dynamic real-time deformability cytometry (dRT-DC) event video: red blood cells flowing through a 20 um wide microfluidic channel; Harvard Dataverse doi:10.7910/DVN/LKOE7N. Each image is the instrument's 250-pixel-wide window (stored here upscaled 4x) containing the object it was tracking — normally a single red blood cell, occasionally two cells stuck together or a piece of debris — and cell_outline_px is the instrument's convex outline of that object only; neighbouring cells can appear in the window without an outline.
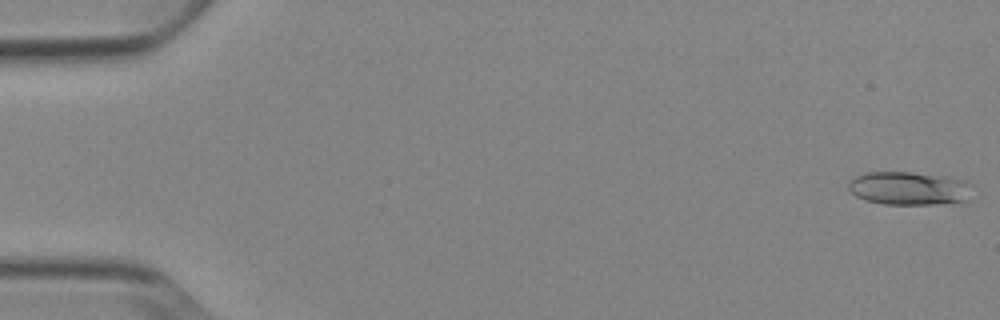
{"species": "Egyptian fruit bat (a non-hibernating species)", "species_latin": "Rousettus aegyptiacus", "temperature_condition": "cold", "stored_images_in_passage": 52, "camera_frame_rate_fps": 3000, "um_per_image_px": 0.085, "animal": {"sex": "female"}, "frame": {"image": 1, "passage_image": 1, "time_ms": 0.0, "image_size_px": [1000, 320], "cell_outline_px": [[972, 184], [968, 200], [932, 204], [884, 204], [864, 200], [856, 196], [848, 188], [848, 180], [864, 172], [912, 172], [944, 176], [964, 180]], "centroid_in_image_um": [77.23, 15.99], "position_along_channel_um": 7.8, "area_um2": 24.1}}
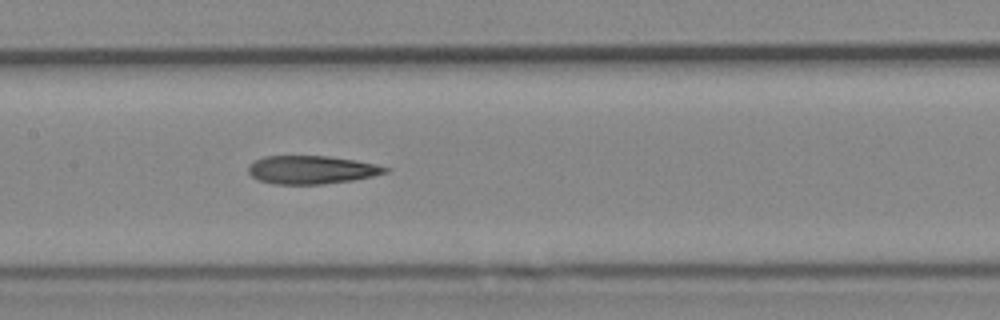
{"frame": {"image": 2, "passage_image": 26, "time_ms": 8.333, "image_size_px": [1000, 320], "cell_outline_px": [[388, 172], [372, 176], [352, 180], [324, 184], [272, 184], [260, 180], [252, 176], [248, 172], [248, 164], [264, 156], [328, 156], [356, 160], [376, 164], [388, 168]], "centroid_in_image_um": [26.46, 14.43], "position_along_channel_um": 180.9, "area_um2": 22.48}}
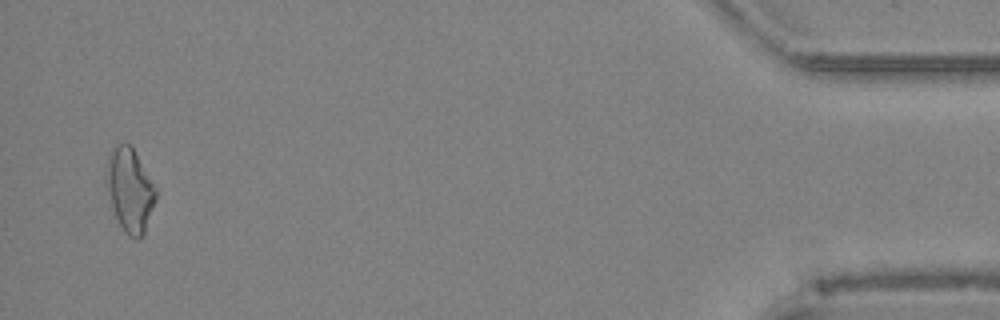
{"frame": {"image": 3, "passage_image": 51, "time_ms": 16.667, "image_size_px": [1000, 320], "cell_outline_px": [[156, 200], [144, 232], [136, 240], [128, 236], [124, 232], [116, 216], [112, 204], [108, 188], [108, 156], [112, 148], [116, 144], [132, 144], [156, 184]], "centroid_in_image_um": [11.1, 16.11], "position_along_channel_um": 424.1, "area_um2": 23.87}, "authors_computed_cell_mechanics": {"area_um2": 23.0622, "velocity_mm_per_s": 3.8752, "shape_relaxation_time_tau1_ms": null, "shape_relaxation_time_tau2_ms": 5.6513, "deformation_change_tau1": null, "deformation_change_tau2": 0.2014}}